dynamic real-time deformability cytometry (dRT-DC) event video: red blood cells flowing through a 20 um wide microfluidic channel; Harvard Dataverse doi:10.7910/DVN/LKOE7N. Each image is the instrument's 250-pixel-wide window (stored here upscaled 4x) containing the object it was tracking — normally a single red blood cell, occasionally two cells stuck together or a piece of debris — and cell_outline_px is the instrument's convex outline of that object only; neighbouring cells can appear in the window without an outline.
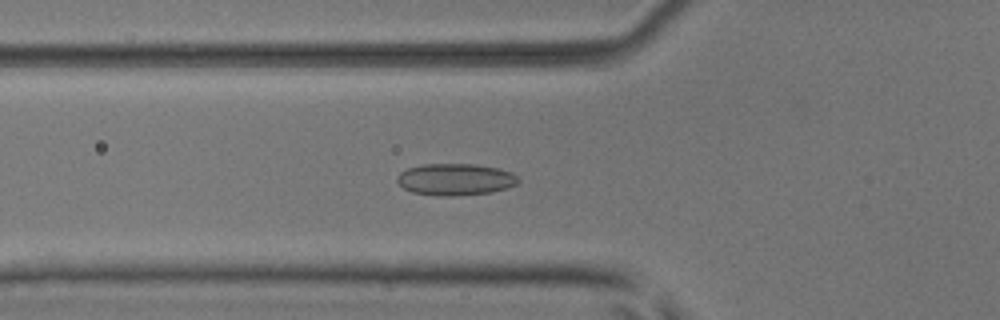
{"species": "common noctule bat (a hibernating species)", "species_latin": "Nyctalus noctula", "temperature_condition": "room temperature", "stored_images_in_passage": 52, "camera_frame_rate_fps": 3000, "um_per_image_px": 0.085, "animal": {"sex": "male", "body_mass_g": 17.9, "forearm_length_mm": 54.2}, "frame": {"image": 1, "passage_image": 19, "time_ms": 6.0, "image_size_px": [1000, 320], "cell_outline_px": [[520, 180], [516, 184], [508, 188], [488, 192], [448, 196], [444, 196], [412, 192], [404, 188], [396, 180], [396, 176], [400, 172], [408, 168], [424, 164], [476, 164], [500, 168], [512, 172]], "centroid_in_image_um": [38.71, 15.23], "position_along_channel_um": 87.1, "area_um2": 22.31}}
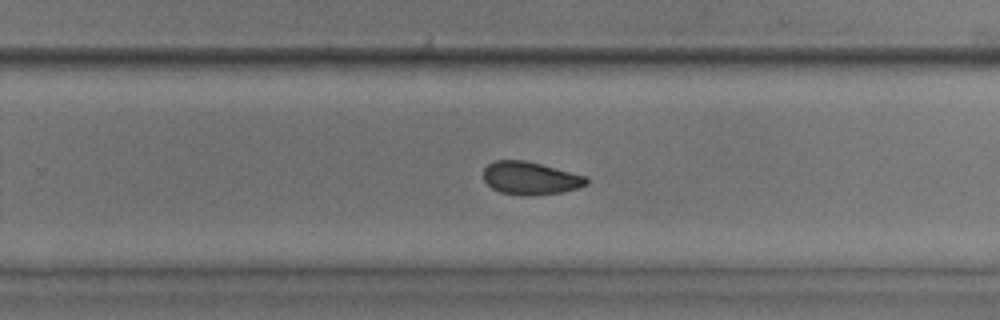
{"frame": {"image": 2, "passage_image": 34, "time_ms": 11.0, "image_size_px": [1000, 320], "cell_outline_px": [[588, 184], [576, 188], [560, 192], [524, 196], [500, 192], [492, 188], [484, 180], [484, 168], [488, 164], [496, 160], [524, 160], [588, 176]], "centroid_in_image_um": [45.08, 15.14], "position_along_channel_um": 284.7, "area_um2": 19.59}}
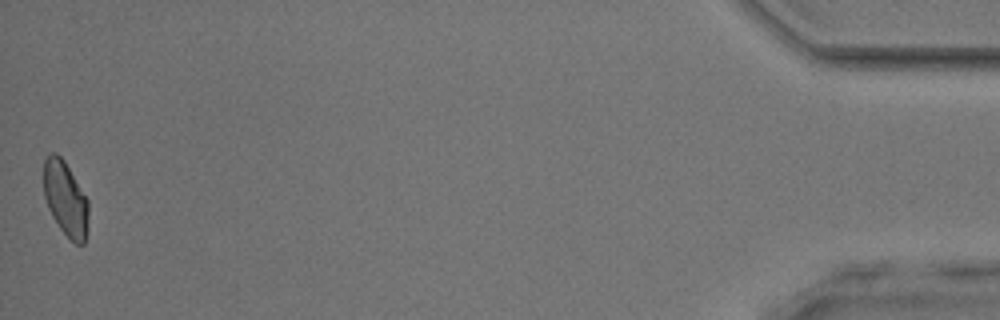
{"frame": {"image": 3, "passage_image": 52, "time_ms": 17.0, "image_size_px": [1000, 320], "cell_outline_px": [[88, 216], [84, 244], [76, 244], [60, 228], [52, 216], [48, 208], [44, 196], [44, 160], [48, 152], [56, 152], [64, 160], [88, 200]], "centroid_in_image_um": [5.55, 16.85], "position_along_channel_um": 429.7, "area_um2": 19.31}, "authors_computed_cell_mechanics": {"area_um2": 20.6057, "velocity_mm_per_s": 3.9556, "shape_relaxation_time_tau1_ms": 7.2448, "shape_relaxation_time_tau2_ms": 3.3301, "deformation_change_tau1": 0.1127, "deformation_change_tau2": 0.0771}}